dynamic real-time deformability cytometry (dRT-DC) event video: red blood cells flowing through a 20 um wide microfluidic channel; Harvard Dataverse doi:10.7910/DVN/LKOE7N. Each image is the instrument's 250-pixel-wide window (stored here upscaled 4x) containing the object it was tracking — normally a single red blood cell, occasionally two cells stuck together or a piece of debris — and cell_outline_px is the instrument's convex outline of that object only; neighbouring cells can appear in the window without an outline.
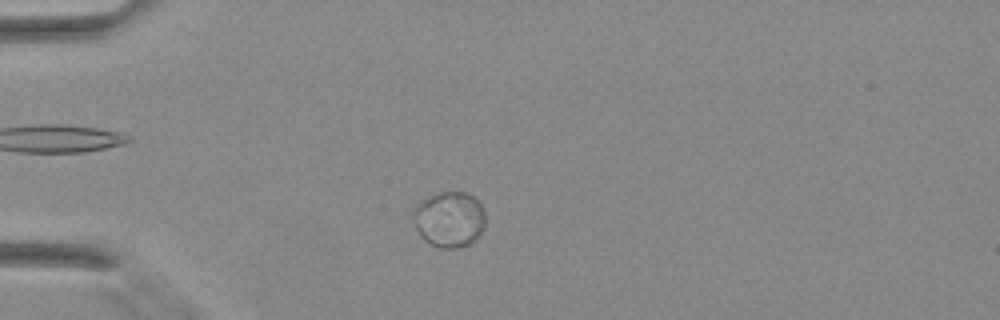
{"species": "Egyptian fruit bat (a non-hibernating species)", "species_latin": "Rousettus aegyptiacus", "temperature_condition": "warm", "stored_images_in_passage": 35, "camera_frame_rate_fps": 3000, "um_per_image_px": 0.085, "animal": {"sex": "female"}, "frame": {"image": 1, "passage_image": 4, "time_ms": 1.0, "image_size_px": [1000, 320], "cell_outline_px": [[484, 228], [476, 240], [472, 244], [452, 248], [440, 248], [424, 240], [420, 236], [412, 220], [412, 208], [420, 200], [440, 192], [468, 192], [480, 204], [484, 212]], "centroid_in_image_um": [38.16, 18.64], "position_along_channel_um": 46.8, "area_um2": 23.7}}
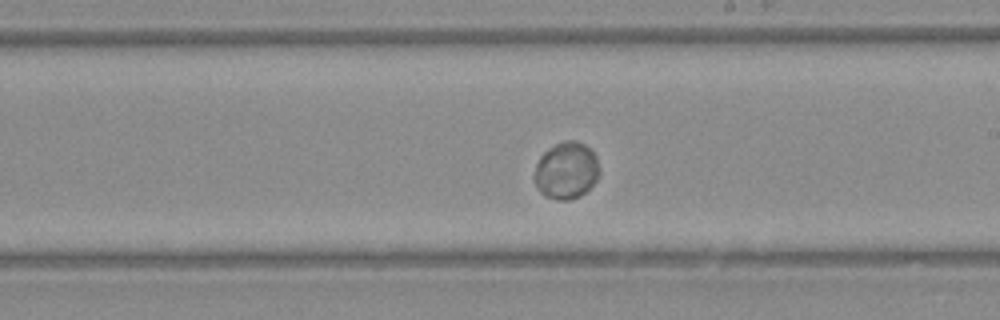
{"frame": {"image": 2, "passage_image": 18, "time_ms": 5.667, "image_size_px": [1000, 320], "cell_outline_px": [[600, 172], [596, 180], [580, 196], [568, 200], [556, 200], [544, 196], [540, 192], [532, 180], [536, 164], [540, 156], [548, 148], [564, 140], [576, 140], [584, 144], [596, 156]], "centroid_in_image_um": [48.1, 14.5], "position_along_channel_um": 240.9, "area_um2": 21.73}}
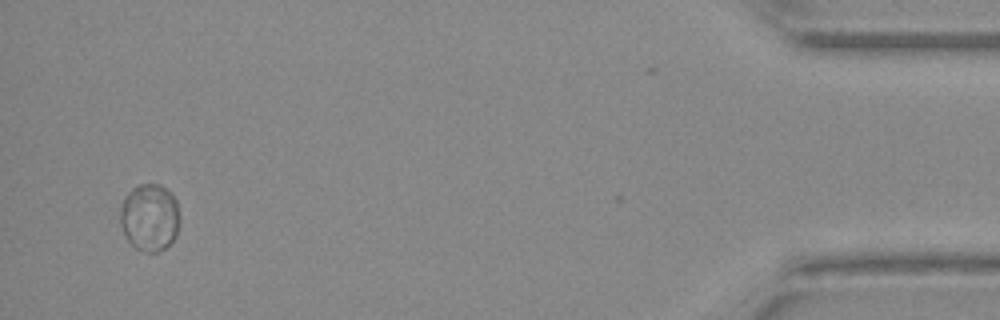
{"frame": {"image": 3, "passage_image": 34, "time_ms": 11.0, "image_size_px": [1000, 320], "cell_outline_px": [[180, 220], [176, 236], [164, 248], [156, 252], [144, 252], [136, 248], [124, 236], [120, 224], [120, 204], [128, 192], [132, 188], [140, 184], [160, 184], [172, 192], [176, 200], [180, 216]], "centroid_in_image_um": [12.72, 18.46], "position_along_channel_um": 422.5, "area_um2": 23.7}}